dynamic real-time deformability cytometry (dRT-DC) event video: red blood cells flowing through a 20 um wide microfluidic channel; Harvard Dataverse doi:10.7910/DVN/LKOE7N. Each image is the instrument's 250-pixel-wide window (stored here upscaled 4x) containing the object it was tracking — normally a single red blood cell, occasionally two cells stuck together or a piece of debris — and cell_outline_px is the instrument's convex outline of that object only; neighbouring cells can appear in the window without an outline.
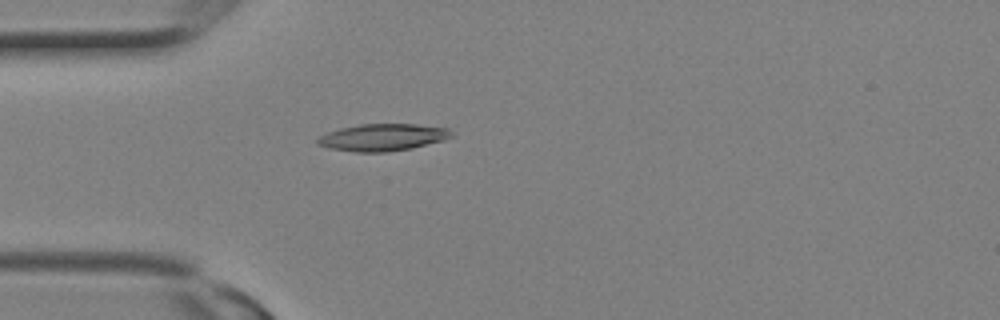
{"species": "Egyptian fruit bat (a non-hibernating species)", "species_latin": "Rousettus aegyptiacus", "temperature_condition": "room temperature", "stored_images_in_passage": 3, "camera_frame_rate_fps": 3000, "um_per_image_px": 0.085, "animal": {"sex": "female"}, "frame": {"image": 1, "passage_image": 3, "time_ms": 0.667, "image_size_px": [1000, 320], "cell_outline_px": [[452, 136], [444, 140], [412, 148], [388, 152], [356, 152], [328, 148], [316, 144], [316, 140], [320, 136], [328, 132], [340, 128], [360, 124], [416, 124], [448, 128], [452, 132]], "centroid_in_image_um": [32.51, 11.68], "position_along_channel_um": 52.5, "area_um2": 21.15}}